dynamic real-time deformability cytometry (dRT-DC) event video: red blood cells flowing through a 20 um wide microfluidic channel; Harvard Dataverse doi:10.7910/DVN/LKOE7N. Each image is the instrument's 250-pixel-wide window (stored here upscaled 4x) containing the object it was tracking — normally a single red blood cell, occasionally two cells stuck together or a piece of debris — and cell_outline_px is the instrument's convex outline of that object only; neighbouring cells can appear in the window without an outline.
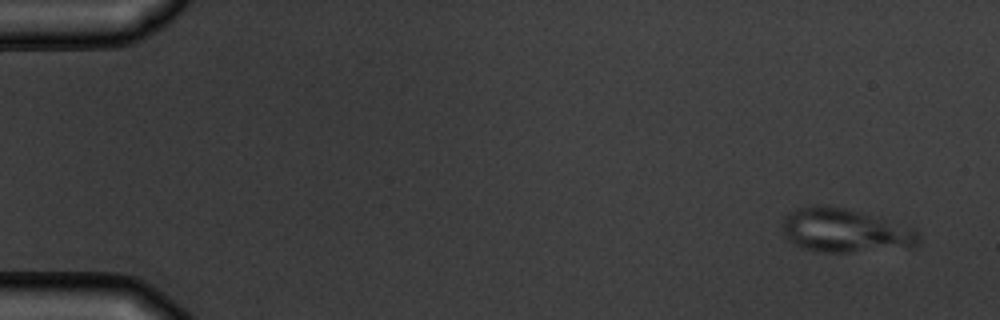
{"species": "common noctule bat (a hibernating species)", "species_latin": "Nyctalus noctula", "temperature_condition": "warm", "stored_images_in_passage": 4, "camera_frame_rate_fps": 3000, "um_per_image_px": 0.085, "animal": {"sex": "male", "body_mass_g": 19.5, "forearm_length_mm": 54.6}, "frame": {"image": 1, "passage_image": 1, "time_ms": 0.0, "image_size_px": [1000, 320], "cell_outline_px": [[920, 244], [916, 248], [852, 252], [824, 252], [800, 248], [792, 244], [788, 240], [784, 232], [784, 216], [788, 212], [796, 208], [808, 204], [816, 204], [844, 208], [880, 216], [916, 228], [920, 236]], "centroid_in_image_um": [71.91, 19.6], "position_along_channel_um": 13.1, "area_um2": 35.84}}